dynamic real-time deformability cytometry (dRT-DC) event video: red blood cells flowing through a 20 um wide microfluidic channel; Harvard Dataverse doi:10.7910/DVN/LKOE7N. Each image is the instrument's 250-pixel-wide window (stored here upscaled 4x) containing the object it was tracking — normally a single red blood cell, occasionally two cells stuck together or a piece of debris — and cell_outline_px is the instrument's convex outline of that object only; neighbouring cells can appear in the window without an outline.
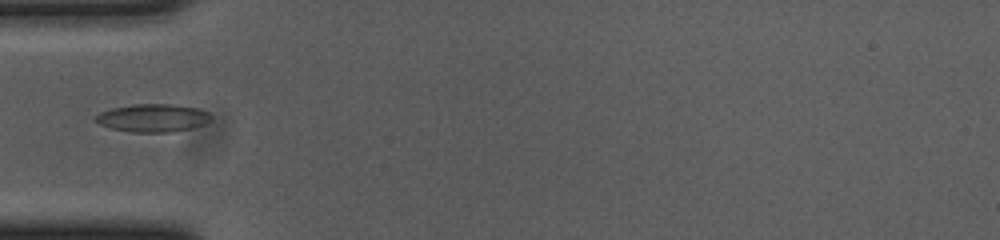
{"species": "common noctule bat (a hibernating species)", "species_latin": "Nyctalus noctula", "temperature_condition": "cold", "stored_images_in_passage": 29, "camera_frame_rate_fps": 3000, "um_per_image_px": 0.085, "animal": {"sex": "female", "body_mass_g": 23.0, "forearm_length_mm": 53.4}, "frame": {"image": 1, "passage_image": 1, "time_ms": 0.0, "image_size_px": [1000, 240], "cell_outline_px": [[212, 116], [208, 120], [192, 128], [168, 132], [132, 132], [112, 128], [100, 124], [96, 120], [96, 116], [100, 112], [112, 108], [132, 104], [172, 104], [196, 108], [208, 112]], "centroid_in_image_um": [12.97, 10.01], "position_along_channel_um": 72.0, "area_um2": 18.44}}
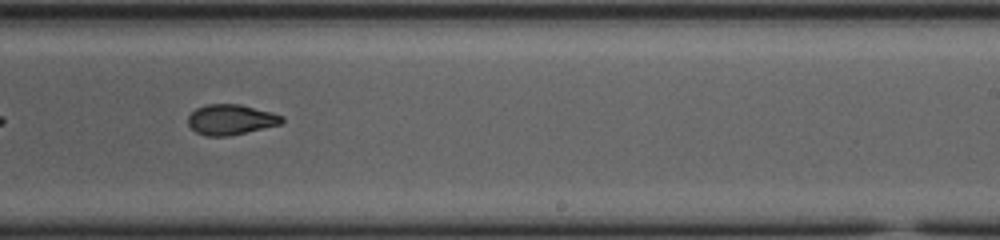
{"frame": {"image": 2, "passage_image": 17, "time_ms": 5.333, "image_size_px": [1000, 240], "cell_outline_px": [[284, 120], [280, 124], [228, 136], [208, 136], [196, 132], [188, 124], [188, 116], [196, 108], [208, 104], [240, 104], [272, 112], [284, 116]], "centroid_in_image_um": [19.62, 10.15], "position_along_channel_um": 269.4, "area_um2": 16.47}}